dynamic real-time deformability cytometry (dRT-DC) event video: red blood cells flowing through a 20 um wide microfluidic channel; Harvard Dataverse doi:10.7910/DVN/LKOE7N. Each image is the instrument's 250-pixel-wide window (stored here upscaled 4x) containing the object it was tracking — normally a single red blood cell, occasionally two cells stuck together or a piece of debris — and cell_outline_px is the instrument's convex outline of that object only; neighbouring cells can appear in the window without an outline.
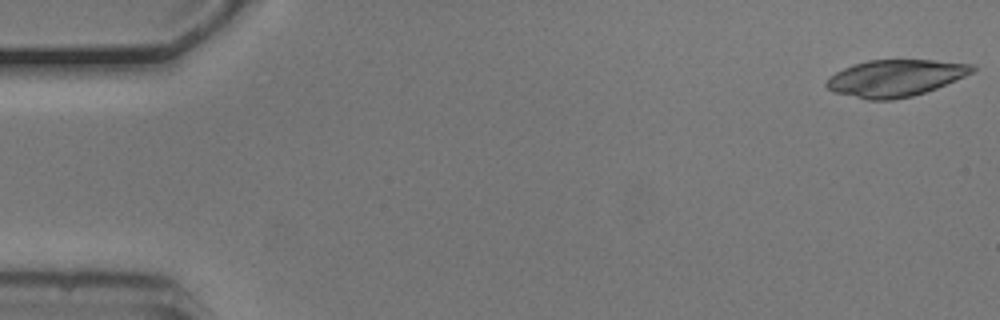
{"species": "common noctule bat (a hibernating species)", "species_latin": "Nyctalus noctula", "temperature_condition": "cold", "stored_images_in_passage": 54, "camera_frame_rate_fps": 3000, "um_per_image_px": 0.085, "animal": {"sex": "male", "body_mass_g": 20.5, "forearm_length_mm": 52.5}, "frame": {"image": 1, "passage_image": 1, "time_ms": 0.0, "image_size_px": [1000, 320], "cell_outline_px": [[976, 68], [972, 72], [964, 76], [936, 88], [912, 96], [892, 100], [868, 100], [832, 92], [824, 84], [828, 76], [844, 68], [868, 60], [932, 60], [976, 64]], "centroid_in_image_um": [76.07, 6.64], "position_along_channel_um": 8.9, "area_um2": 31.21}}